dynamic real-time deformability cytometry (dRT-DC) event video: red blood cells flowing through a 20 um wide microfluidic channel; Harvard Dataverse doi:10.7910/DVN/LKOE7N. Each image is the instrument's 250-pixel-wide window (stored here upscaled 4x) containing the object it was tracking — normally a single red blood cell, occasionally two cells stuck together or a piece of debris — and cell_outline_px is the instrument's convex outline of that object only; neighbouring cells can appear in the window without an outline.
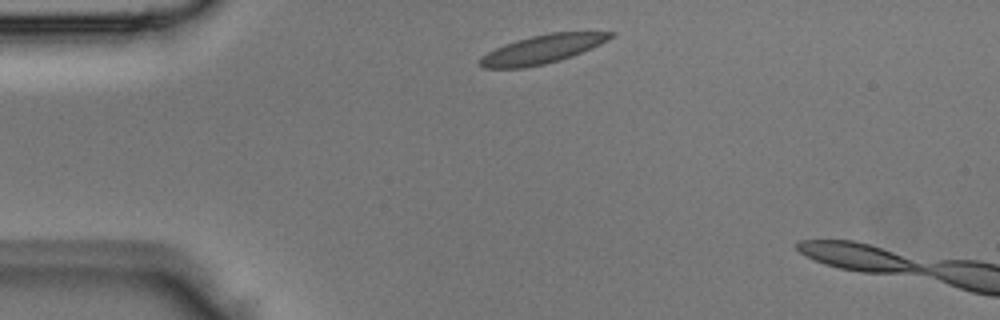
{"species": "Egyptian fruit bat (a non-hibernating species)", "species_latin": "Rousettus aegyptiacus", "temperature_condition": "room temperature", "stored_images_in_passage": 2, "camera_frame_rate_fps": 3000, "um_per_image_px": 0.085, "animal": {"sex": "male"}, "frame": {"image": 1, "passage_image": 1, "time_ms": 0.0, "image_size_px": [1000, 320], "cell_outline_px": [[616, 36], [592, 48], [572, 56], [560, 60], [544, 64], [524, 68], [484, 68], [476, 64], [480, 56], [504, 44], [516, 40], [548, 32], [616, 32]], "centroid_in_image_um": [46.08, 4.18], "position_along_channel_um": 38.9, "area_um2": 21.91}}